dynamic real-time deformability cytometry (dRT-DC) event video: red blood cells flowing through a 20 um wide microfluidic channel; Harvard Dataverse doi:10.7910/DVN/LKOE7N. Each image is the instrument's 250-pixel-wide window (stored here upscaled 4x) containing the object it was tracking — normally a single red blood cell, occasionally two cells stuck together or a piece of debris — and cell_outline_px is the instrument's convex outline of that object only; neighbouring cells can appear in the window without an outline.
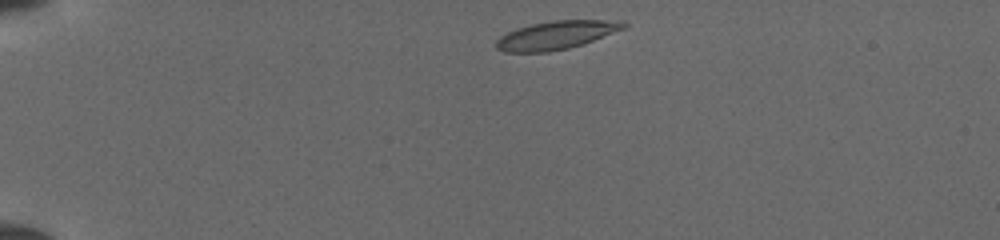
{"species": "common noctule bat (a hibernating species)", "species_latin": "Nyctalus noctula", "temperature_condition": "cold", "stored_images_in_passage": 39, "camera_frame_rate_fps": 3000, "um_per_image_px": 0.085, "animal": {"sex": "female", "body_mass_g": 19.5, "forearm_length_mm": 54.1}, "frame": {"image": 1, "passage_image": 1, "time_ms": 0.0, "image_size_px": [1000, 240], "cell_outline_px": [[628, 28], [568, 48], [548, 52], [504, 52], [496, 48], [496, 40], [500, 36], [516, 28], [532, 24], [552, 20], [624, 20], [628, 24]], "centroid_in_image_um": [47.31, 2.97], "position_along_channel_um": 37.7, "area_um2": 21.1}}
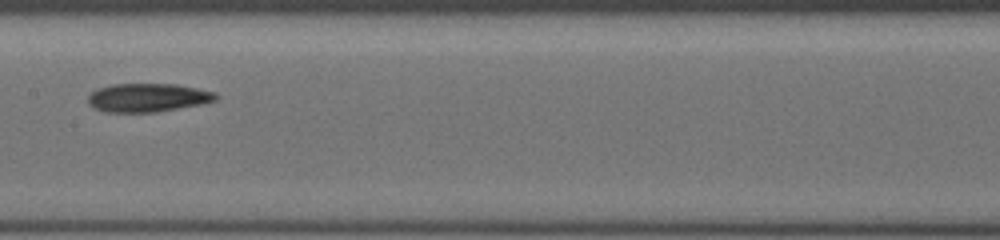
{"frame": {"image": 2, "passage_image": 17, "time_ms": 5.333, "image_size_px": [1000, 240], "cell_outline_px": [[220, 96], [216, 100], [204, 104], [156, 112], [104, 112], [92, 108], [88, 104], [88, 96], [92, 92], [100, 88], [112, 84], [176, 84], [216, 92]], "centroid_in_image_um": [12.58, 8.31], "position_along_channel_um": 194.8, "area_um2": 21.44}}
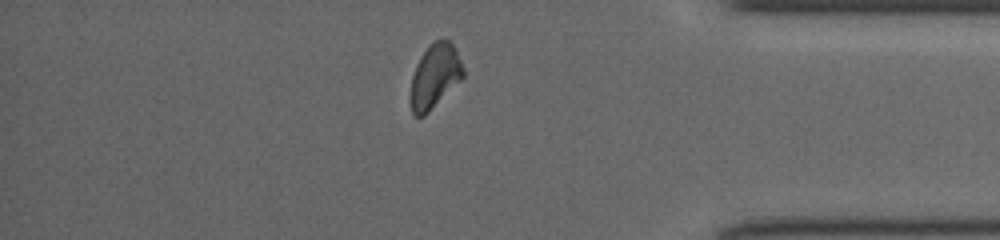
{"frame": {"image": 3, "passage_image": 33, "time_ms": 10.667, "image_size_px": [1000, 240], "cell_outline_px": [[464, 76], [424, 116], [416, 116], [412, 112], [408, 100], [408, 96], [412, 76], [416, 64], [420, 56], [428, 44], [436, 40], [452, 40], [456, 48], [464, 68]], "centroid_in_image_um": [36.93, 6.45], "position_along_channel_um": 398.3, "area_um2": 20.0}}